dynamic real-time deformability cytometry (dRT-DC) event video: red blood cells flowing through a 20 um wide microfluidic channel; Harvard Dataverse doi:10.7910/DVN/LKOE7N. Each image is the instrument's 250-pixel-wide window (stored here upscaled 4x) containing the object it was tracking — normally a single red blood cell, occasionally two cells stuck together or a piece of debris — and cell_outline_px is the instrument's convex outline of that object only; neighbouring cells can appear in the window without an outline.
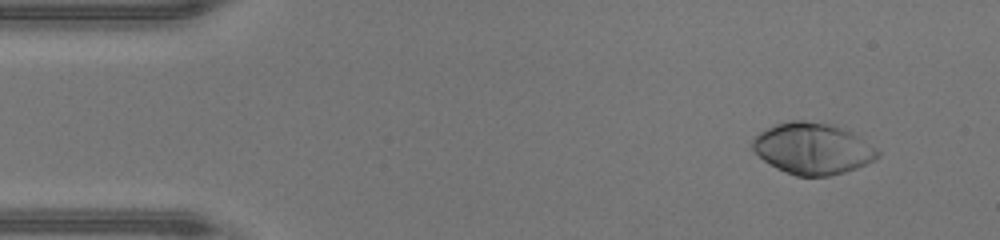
{"species": "human", "species_latin": "Homo sapiens", "temperature_condition": "warm", "stored_images_in_passage": 44, "camera_frame_rate_fps": 3000, "um_per_image_px": 0.085, "donor": {"sex": "male"}, "frame": {"image": 1, "passage_image": 2, "time_ms": 0.333, "image_size_px": [1000, 240], "cell_outline_px": [[880, 156], [876, 160], [856, 168], [844, 172], [828, 176], [796, 176], [776, 168], [764, 160], [752, 148], [752, 140], [760, 132], [776, 124], [792, 120], [804, 120], [832, 124], [848, 128], [876, 148], [880, 152]], "centroid_in_image_um": [69.12, 12.62], "position_along_channel_um": 15.9, "area_um2": 37.57}}
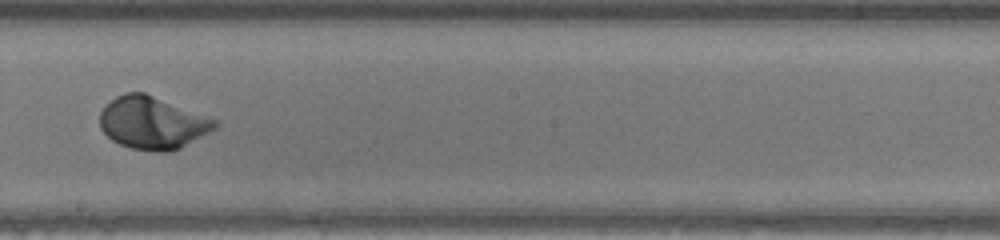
{"frame": {"image": 2, "passage_image": 24, "time_ms": 7.667, "image_size_px": [1000, 240], "cell_outline_px": [[220, 124], [216, 128], [180, 148], [172, 152], [152, 152], [132, 148], [120, 144], [112, 140], [100, 128], [100, 112], [116, 96], [124, 92], [144, 92], [220, 120]], "centroid_in_image_um": [13.0, 10.44], "position_along_channel_um": 235.2, "area_um2": 35.37}}
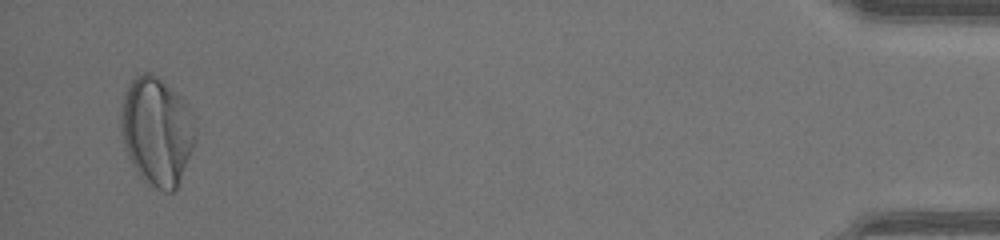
{"frame": {"image": 3, "passage_image": 43, "time_ms": 14.0, "image_size_px": [1000, 240], "cell_outline_px": [[196, 140], [176, 188], [172, 192], [164, 192], [156, 188], [144, 180], [136, 172], [124, 148], [120, 128], [120, 116], [124, 92], [128, 84], [136, 76], [144, 72], [152, 72], [180, 96], [188, 104], [196, 116]], "centroid_in_image_um": [13.34, 11.12], "position_along_channel_um": 421.9, "area_um2": 47.51}, "authors_computed_cell_mechanics": {"area_um2": 35.3447, "velocity_mm_per_s": 4.3787, "shape_relaxation_time_tau1_ms": 2.0994, "shape_relaxation_time_tau2_ms": null, "deformation_change_tau1": 0.1708, "deformation_change_tau2": null}}